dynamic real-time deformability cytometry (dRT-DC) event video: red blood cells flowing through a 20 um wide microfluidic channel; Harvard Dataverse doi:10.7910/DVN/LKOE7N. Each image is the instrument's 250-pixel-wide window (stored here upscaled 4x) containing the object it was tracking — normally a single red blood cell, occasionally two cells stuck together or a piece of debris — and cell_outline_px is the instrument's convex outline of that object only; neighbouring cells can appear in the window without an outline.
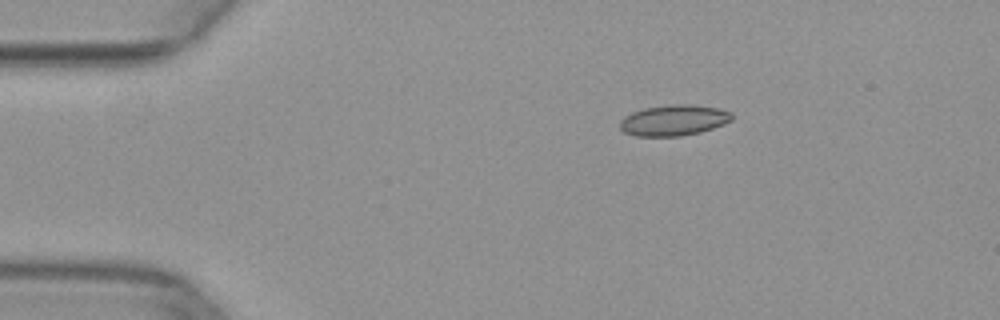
{"species": "common noctule bat (a hibernating species)", "species_latin": "Nyctalus noctula", "temperature_condition": "warm", "stored_images_in_passage": 42, "camera_frame_rate_fps": 3000, "um_per_image_px": 0.085, "animal": {"sex": "female", "body_mass_g": 29.2, "forearm_length_mm": 56.3}, "frame": {"image": 1, "passage_image": 1, "time_ms": 0.0, "image_size_px": [1000, 320], "cell_outline_px": [[732, 120], [724, 124], [700, 132], [680, 136], [636, 136], [624, 132], [620, 128], [620, 120], [624, 116], [632, 112], [644, 108], [676, 104], [688, 104], [720, 108], [732, 112]], "centroid_in_image_um": [57.27, 10.22], "position_along_channel_um": 27.7, "area_um2": 20.11}}
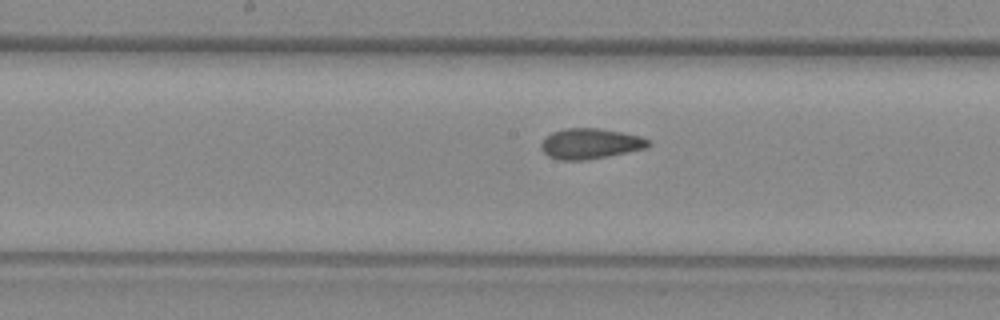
{"frame": {"image": 2, "passage_image": 18, "time_ms": 5.667, "image_size_px": [1000, 320], "cell_outline_px": [[652, 144], [648, 148], [588, 160], [560, 160], [548, 156], [540, 148], [540, 144], [552, 132], [564, 128], [600, 128], [640, 136], [652, 140]], "centroid_in_image_um": [50.21, 12.21], "position_along_channel_um": 198.0, "area_um2": 19.19}}
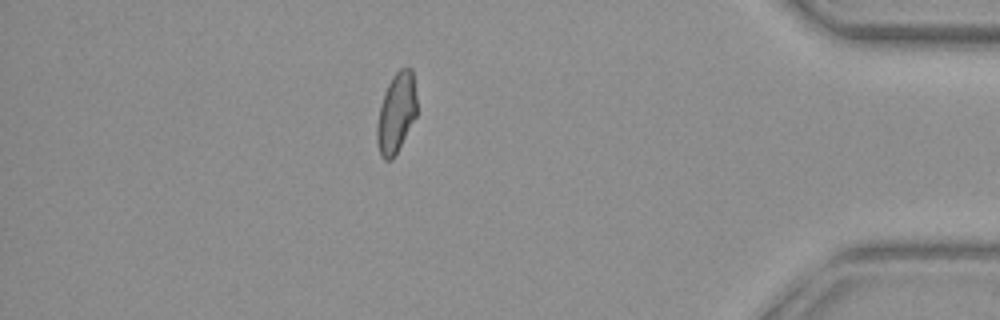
{"frame": {"image": 3, "passage_image": 36, "time_ms": 11.667, "image_size_px": [1000, 320], "cell_outline_px": [[416, 116], [392, 160], [384, 160], [380, 156], [376, 140], [376, 124], [380, 104], [384, 92], [392, 76], [400, 68], [412, 68], [416, 96]], "centroid_in_image_um": [33.65, 9.6], "position_along_channel_um": 401.5, "area_um2": 18.61}}